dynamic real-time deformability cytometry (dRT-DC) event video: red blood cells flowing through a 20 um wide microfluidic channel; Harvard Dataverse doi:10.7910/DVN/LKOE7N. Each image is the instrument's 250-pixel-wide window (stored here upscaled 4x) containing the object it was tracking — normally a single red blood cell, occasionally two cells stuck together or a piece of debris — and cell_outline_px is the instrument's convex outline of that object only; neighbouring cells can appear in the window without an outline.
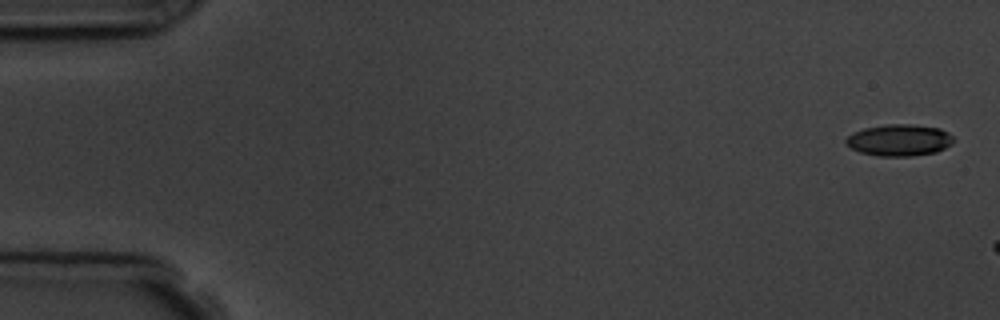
{"species": "common noctule bat (a hibernating species)", "species_latin": "Nyctalus noctula", "temperature_condition": "room temperature", "stored_images_in_passage": 4, "camera_frame_rate_fps": 3000, "um_per_image_px": 0.085, "animal": {"sex": "male", "body_mass_g": 19.5, "forearm_length_mm": 54.6}, "frame": {"image": 1, "passage_image": 1, "time_ms": 0.0, "image_size_px": [1000, 320], "cell_outline_px": [[956, 140], [952, 144], [936, 152], [912, 156], [880, 156], [860, 152], [852, 148], [844, 140], [852, 132], [864, 128], [888, 124], [912, 124], [940, 128], [948, 132]], "centroid_in_image_um": [76.47, 11.9], "position_along_channel_um": 8.5, "area_um2": 19.88}}